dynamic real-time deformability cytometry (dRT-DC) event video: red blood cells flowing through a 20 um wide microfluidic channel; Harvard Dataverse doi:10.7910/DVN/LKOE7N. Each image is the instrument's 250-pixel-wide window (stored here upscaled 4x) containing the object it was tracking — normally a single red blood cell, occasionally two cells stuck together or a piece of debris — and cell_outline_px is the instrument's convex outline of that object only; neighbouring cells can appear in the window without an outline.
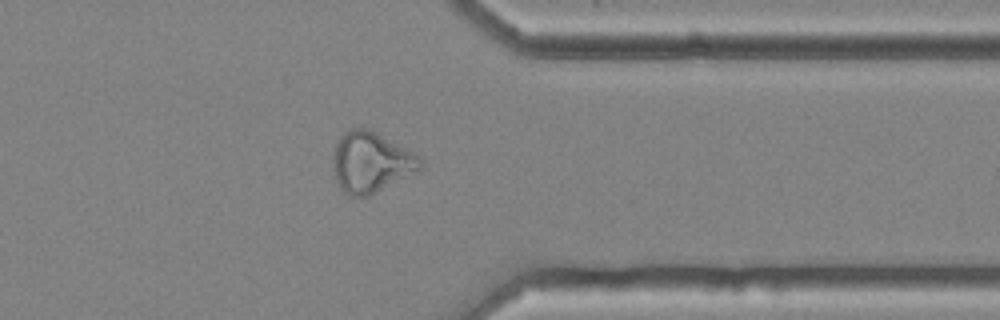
{"species": "common noctule bat (a hibernating species)", "species_latin": "Nyctalus noctula", "temperature_condition": "cold", "stored_images_in_passage": 40, "camera_frame_rate_fps": 3000, "um_per_image_px": 0.085, "animal": {"sex": "female", "body_mass_g": 25.1}, "frame": {"image": 1, "passage_image": 29, "time_ms": 9.333, "image_size_px": [1000, 320], "cell_outline_px": [[424, 164], [420, 168], [368, 196], [348, 196], [340, 188], [336, 180], [332, 168], [332, 156], [336, 144], [340, 136], [344, 132], [352, 128], [368, 128], [376, 132], [420, 156], [424, 160]], "centroid_in_image_um": [31.48, 13.77], "position_along_channel_um": 379.9, "area_um2": 30.52}, "authors_computed_cell_mechanics": {"area_um2": 29.2757, "velocity_mm_per_s": 3.6219, "shape_relaxation_time_tau1_ms": null, "shape_relaxation_time_tau2_ms": 3.0386, "deformation_change_tau1": null, "deformation_change_tau2": 0.1072}}